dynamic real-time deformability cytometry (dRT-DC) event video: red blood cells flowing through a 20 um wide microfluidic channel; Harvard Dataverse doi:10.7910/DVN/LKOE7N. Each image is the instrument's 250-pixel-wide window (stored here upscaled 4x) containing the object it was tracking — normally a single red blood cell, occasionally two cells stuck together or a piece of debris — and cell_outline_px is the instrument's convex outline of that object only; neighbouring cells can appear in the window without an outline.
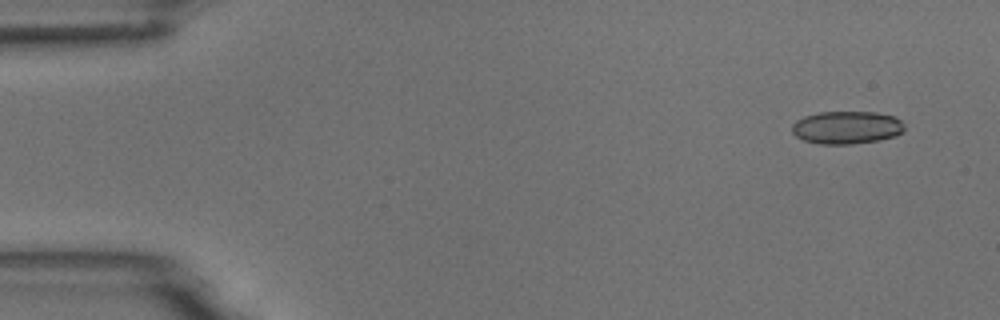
{"species": "common noctule bat (a hibernating species)", "species_latin": "Nyctalus noctula", "temperature_condition": "room temperature", "stored_images_in_passage": 5, "camera_frame_rate_fps": 3000, "um_per_image_px": 0.085, "animal": {"sex": "male", "body_mass_g": 18.8}, "frame": {"image": 1, "passage_image": 1, "time_ms": 0.0, "image_size_px": [1000, 320], "cell_outline_px": [[904, 132], [896, 136], [880, 140], [852, 144], [820, 144], [804, 140], [796, 136], [792, 132], [792, 124], [796, 120], [804, 116], [820, 112], [876, 112], [892, 116], [900, 120], [904, 124]], "centroid_in_image_um": [71.98, 10.84], "position_along_channel_um": 13.0, "area_um2": 21.62}}
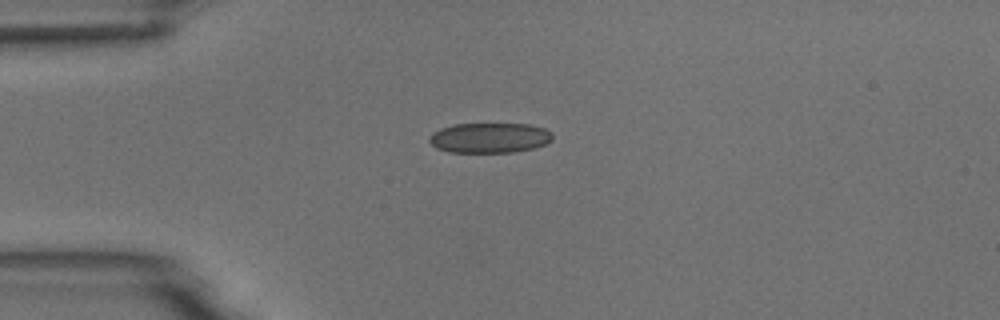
{"frame": {"image": 2, "passage_image": 4, "time_ms": 3.333, "image_size_px": [1000, 320], "cell_outline_px": [[552, 140], [544, 144], [532, 148], [512, 152], [448, 152], [436, 148], [428, 140], [428, 136], [432, 132], [440, 128], [452, 124], [528, 124], [544, 128], [552, 132]], "centroid_in_image_um": [41.57, 11.71], "position_along_channel_um": 43.4, "area_um2": 21.68}}